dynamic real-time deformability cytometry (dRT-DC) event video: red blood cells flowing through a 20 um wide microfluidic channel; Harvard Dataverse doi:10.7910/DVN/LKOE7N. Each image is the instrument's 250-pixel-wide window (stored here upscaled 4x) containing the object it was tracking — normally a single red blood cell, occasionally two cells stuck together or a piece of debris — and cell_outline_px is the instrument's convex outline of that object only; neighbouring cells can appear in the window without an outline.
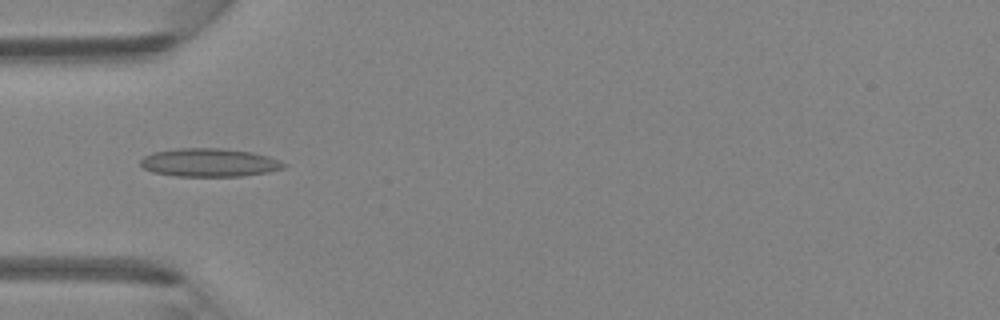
{"species": "Egyptian fruit bat (a non-hibernating species)", "species_latin": "Rousettus aegyptiacus", "temperature_condition": "room temperature", "stored_images_in_passage": 38, "camera_frame_rate_fps": 3000, "um_per_image_px": 0.085, "animal": {"sex": "female"}, "frame": {"image": 1, "passage_image": 7, "time_ms": 2.0, "image_size_px": [1000, 320], "cell_outline_px": [[288, 164], [284, 168], [268, 172], [244, 176], [176, 176], [152, 172], [144, 168], [140, 164], [140, 160], [144, 156], [152, 152], [180, 148], [220, 148], [252, 152], [268, 156], [280, 160]], "centroid_in_image_um": [17.81, 13.82], "position_along_channel_um": 67.2, "area_um2": 23.76}}
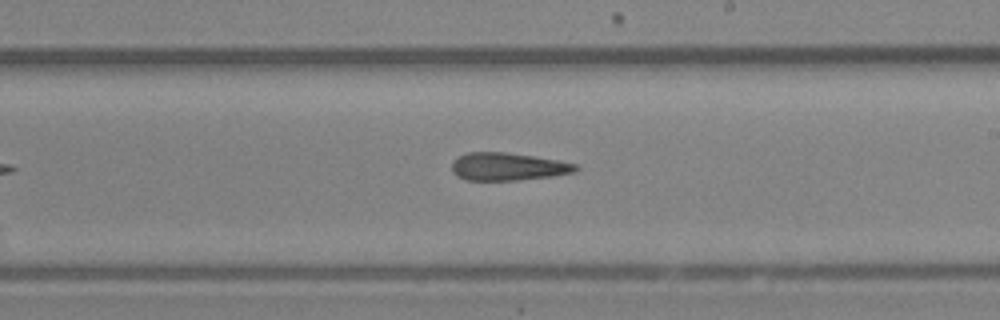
{"frame": {"image": 2, "passage_image": 19, "time_ms": 6.0, "image_size_px": [1000, 320], "cell_outline_px": [[580, 168], [576, 172], [552, 176], [516, 180], [464, 180], [456, 176], [452, 172], [452, 160], [456, 156], [468, 152], [508, 152], [560, 160], [576, 164]], "centroid_in_image_um": [43.15, 14.15], "position_along_channel_um": 245.8, "area_um2": 20.35}}
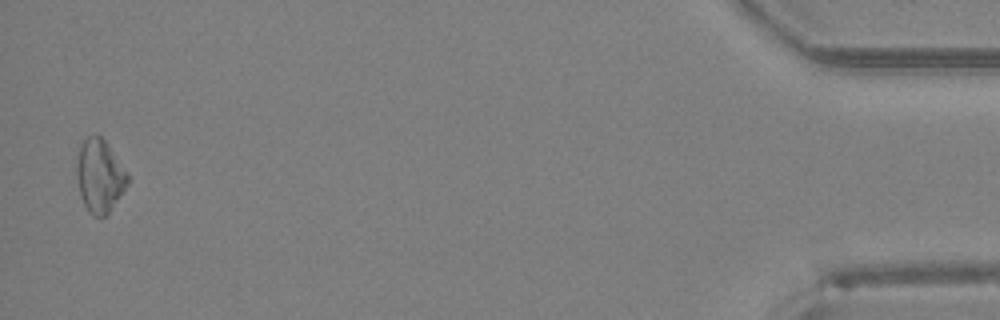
{"frame": {"image": 3, "passage_image": 37, "time_ms": 12.0, "image_size_px": [1000, 320], "cell_outline_px": [[128, 184], [124, 192], [108, 212], [100, 220], [92, 216], [88, 212], [80, 196], [76, 176], [76, 164], [80, 144], [88, 136], [96, 132], [108, 144], [128, 176]], "centroid_in_image_um": [8.44, 14.97], "position_along_channel_um": 426.8, "area_um2": 21.85}}